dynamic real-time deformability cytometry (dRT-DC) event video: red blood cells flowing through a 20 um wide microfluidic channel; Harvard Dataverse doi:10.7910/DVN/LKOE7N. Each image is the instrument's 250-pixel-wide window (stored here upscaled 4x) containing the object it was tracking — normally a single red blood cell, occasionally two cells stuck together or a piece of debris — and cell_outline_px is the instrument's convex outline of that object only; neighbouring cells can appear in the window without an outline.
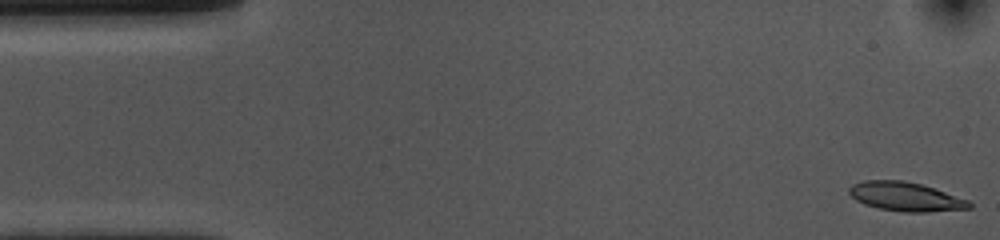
{"species": "common noctule bat (a hibernating species)", "species_latin": "Nyctalus noctula", "temperature_condition": "cold", "stored_images_in_passage": 53, "camera_frame_rate_fps": 3000, "um_per_image_px": 0.085, "animal": {"sex": "female", "body_mass_g": 10.0, "forearm_length_mm": 53.1}, "frame": {"image": 1, "passage_image": 1, "time_ms": 0.0, "image_size_px": [1000, 240], "cell_outline_px": [[972, 208], [928, 212], [904, 212], [880, 208], [864, 204], [856, 200], [848, 192], [848, 188], [852, 184], [864, 180], [904, 180], [920, 184], [968, 200], [972, 204]], "centroid_in_image_um": [76.95, 16.71], "position_along_channel_um": 8.1, "area_um2": 20.11}}
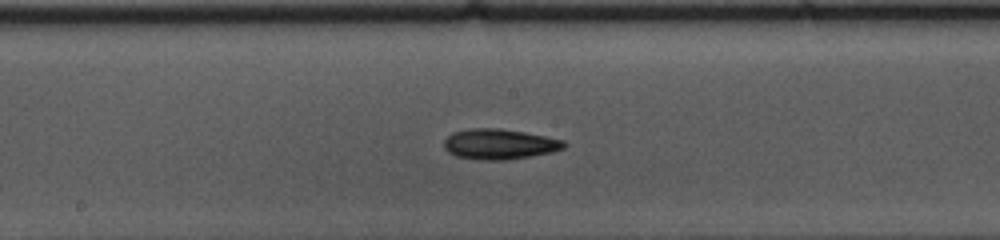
{"frame": {"image": 2, "passage_image": 26, "time_ms": 8.333, "image_size_px": [1000, 240], "cell_outline_px": [[568, 144], [564, 148], [552, 152], [504, 160], [484, 160], [456, 156], [448, 152], [444, 148], [444, 140], [452, 132], [472, 128], [500, 128], [524, 132], [564, 140]], "centroid_in_image_um": [42.44, 12.24], "position_along_channel_um": 205.8, "area_um2": 21.15}}
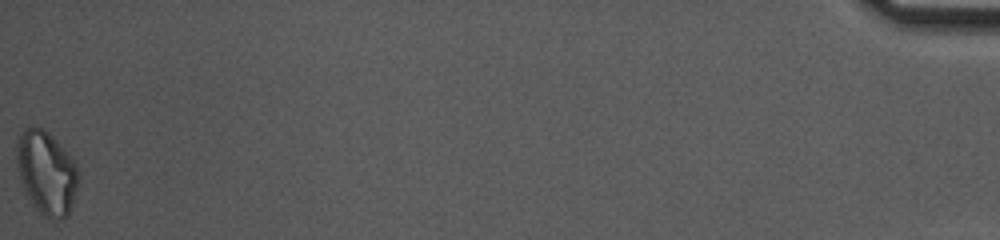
{"frame": {"image": 3, "passage_image": 53, "time_ms": 17.333, "image_size_px": [1000, 240], "cell_outline_px": [[80, 180], [68, 216], [60, 220], [48, 220], [32, 204], [24, 192], [16, 164], [16, 144], [20, 132], [24, 128], [32, 124], [44, 128], [52, 136], [76, 164], [80, 176]], "centroid_in_image_um": [3.94, 14.68], "position_along_channel_um": 431.3, "area_um2": 30.58}, "authors_computed_cell_mechanics": {"area_um2": 20.23, "velocity_mm_per_s": 3.689, "shape_relaxation_time_tau1_ms": 4.7601, "shape_relaxation_time_tau2_ms": null, "deformation_change_tau1": 0.1317, "deformation_change_tau2": null}}